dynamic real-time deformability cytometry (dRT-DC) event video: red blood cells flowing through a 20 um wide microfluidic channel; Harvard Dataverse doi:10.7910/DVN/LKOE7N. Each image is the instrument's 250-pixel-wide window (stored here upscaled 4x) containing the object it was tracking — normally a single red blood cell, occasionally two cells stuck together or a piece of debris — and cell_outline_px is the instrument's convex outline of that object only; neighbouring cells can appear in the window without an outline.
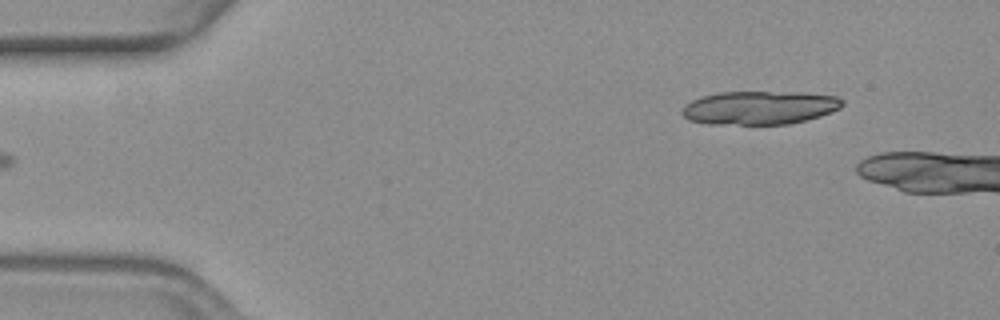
{"species": "common noctule bat (a hibernating species)", "species_latin": "Nyctalus noctula", "temperature_condition": "warm", "stored_images_in_passage": 6, "camera_frame_rate_fps": 3000, "um_per_image_px": 0.085, "animal": {"sex": "female", "body_mass_g": 19.3, "forearm_length_mm": 54.1}, "frame": {"image": 1, "passage_image": 1, "time_ms": 0.0, "image_size_px": [1000, 320], "cell_outline_px": [[844, 104], [840, 108], [832, 112], [808, 120], [788, 124], [708, 124], [688, 120], [680, 112], [684, 104], [700, 96], [720, 92], [804, 92], [836, 96], [844, 100]], "centroid_in_image_um": [64.56, 9.15], "position_along_channel_um": 20.4, "area_um2": 31.67}}